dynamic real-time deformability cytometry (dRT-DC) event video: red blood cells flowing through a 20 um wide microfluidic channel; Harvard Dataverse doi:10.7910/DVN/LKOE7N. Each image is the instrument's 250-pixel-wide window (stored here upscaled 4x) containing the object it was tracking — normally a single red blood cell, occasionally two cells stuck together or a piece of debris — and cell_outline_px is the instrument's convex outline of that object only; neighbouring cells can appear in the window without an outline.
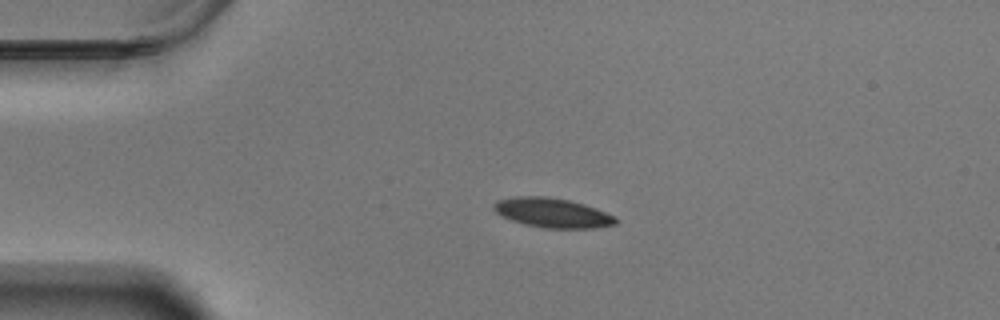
{"species": "Egyptian fruit bat (a non-hibernating species)", "species_latin": "Rousettus aegyptiacus", "temperature_condition": "warm", "stored_images_in_passage": 46, "camera_frame_rate_fps": 3000, "um_per_image_px": 0.085, "animal": {"sex": "male"}, "frame": {"image": 1, "passage_image": 1, "time_ms": 0.0, "image_size_px": [1000, 320], "cell_outline_px": [[616, 224], [596, 228], [544, 228], [524, 224], [500, 216], [492, 208], [492, 204], [496, 200], [512, 196], [548, 196], [568, 200], [584, 204], [596, 208], [616, 216]], "centroid_in_image_um": [46.92, 18.08], "position_along_channel_um": 38.1, "area_um2": 21.21}}
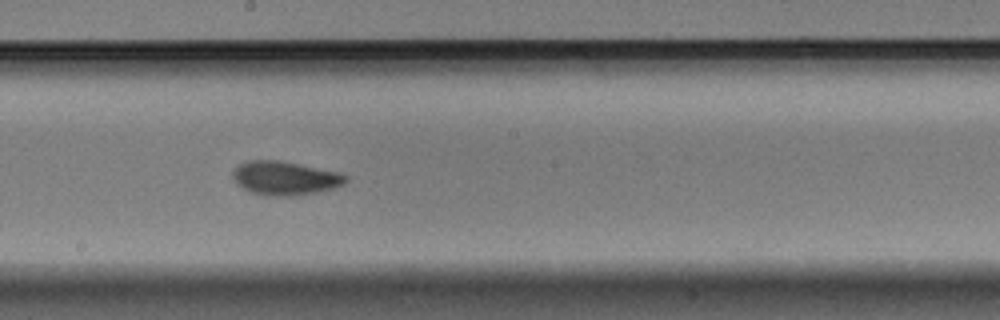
{"frame": {"image": 2, "passage_image": 20, "time_ms": 6.333, "image_size_px": [1000, 320], "cell_outline_px": [[348, 180], [344, 184], [332, 188], [316, 192], [296, 196], [268, 196], [252, 192], [236, 184], [232, 180], [232, 172], [240, 164], [248, 160], [280, 160], [340, 172], [348, 176]], "centroid_in_image_um": [24.23, 15.14], "position_along_channel_um": 224.0, "area_um2": 22.37}}
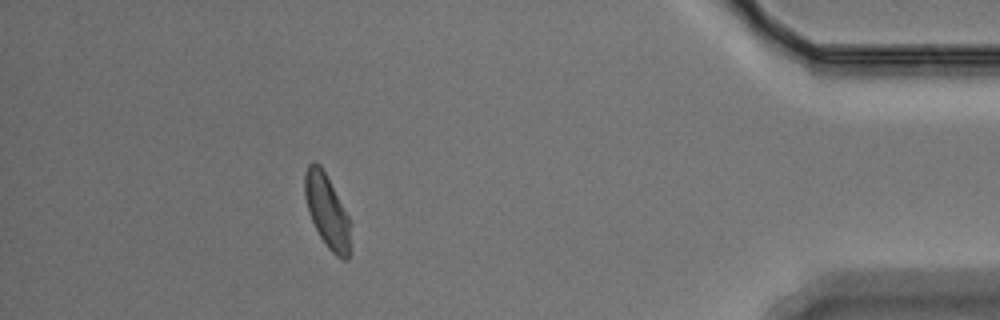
{"frame": {"image": 3, "passage_image": 40, "time_ms": 13.0, "image_size_px": [1000, 320], "cell_outline_px": [[348, 260], [344, 260], [336, 256], [328, 248], [320, 236], [308, 212], [304, 196], [304, 172], [308, 164], [312, 160], [320, 164], [348, 216]], "centroid_in_image_um": [27.73, 17.88], "position_along_channel_um": 407.5, "area_um2": 18.96}, "authors_computed_cell_mechanics": {"area_um2": 20.9814, "velocity_mm_per_s": 3.4772, "shape_relaxation_time_tau1_ms": 3.3333, "shape_relaxation_time_tau2_ms": 2.1425, "deformation_change_tau1": 0.1116, "deformation_change_tau2": 0.0622}}